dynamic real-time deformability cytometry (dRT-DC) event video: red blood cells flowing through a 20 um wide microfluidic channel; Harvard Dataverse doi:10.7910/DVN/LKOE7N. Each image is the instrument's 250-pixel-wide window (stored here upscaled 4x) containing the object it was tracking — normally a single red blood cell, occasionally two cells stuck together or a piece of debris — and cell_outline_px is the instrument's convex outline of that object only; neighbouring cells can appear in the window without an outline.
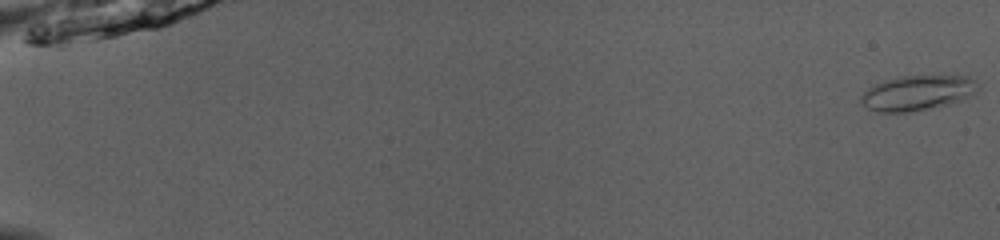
{"species": "common noctule bat (a hibernating species)", "species_latin": "Nyctalus noctula", "temperature_condition": "room temperature", "stored_images_in_passage": 53, "segment_of_instrument_passage": [1, 2], "camera_frame_rate_fps": 3000, "um_per_image_px": 0.085, "animal": {"sex": "male", "body_mass_g": 13.0, "forearm_length_mm": 53.1}, "frame": {"image": 1, "passage_image": 1, "time_ms": 0.0, "image_size_px": [1000, 240], "cell_outline_px": [[980, 88], [968, 96], [960, 100], [948, 104], [908, 112], [880, 112], [868, 108], [860, 100], [860, 96], [872, 84], [884, 80], [900, 76], [964, 76], [976, 80]], "centroid_in_image_um": [77.95, 7.88], "position_along_channel_um": 7.0, "area_um2": 23.64}}
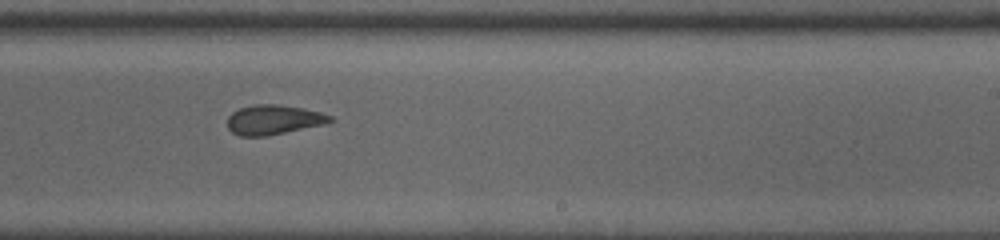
{"frame": {"image": 2, "passage_image": 34, "time_ms": 11.0, "image_size_px": [1000, 240], "cell_outline_px": [[336, 120], [324, 124], [268, 136], [240, 136], [232, 132], [228, 128], [228, 116], [232, 112], [240, 108], [252, 104], [276, 104], [304, 108], [320, 112], [332, 116]], "centroid_in_image_um": [23.26, 10.17], "position_along_channel_um": 265.7, "area_um2": 17.86}}
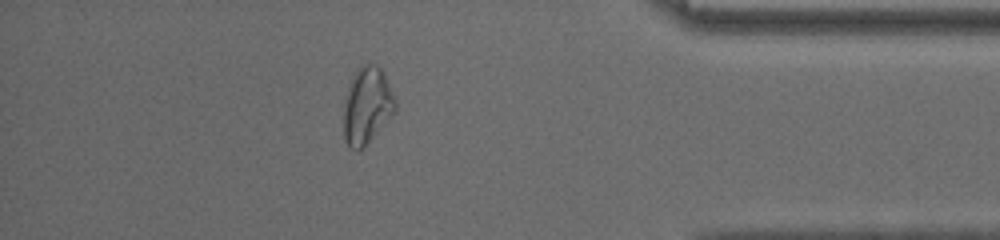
{"frame": {"image": 3, "passage_image": 46, "time_ms": 15.0, "image_size_px": [1000, 240], "cell_outline_px": [[396, 112], [364, 148], [356, 152], [348, 148], [344, 140], [344, 96], [352, 76], [364, 64], [376, 64], [384, 72], [396, 100]], "centroid_in_image_um": [31.19, 9.03], "position_along_channel_um": 404.0, "area_um2": 23.58}}